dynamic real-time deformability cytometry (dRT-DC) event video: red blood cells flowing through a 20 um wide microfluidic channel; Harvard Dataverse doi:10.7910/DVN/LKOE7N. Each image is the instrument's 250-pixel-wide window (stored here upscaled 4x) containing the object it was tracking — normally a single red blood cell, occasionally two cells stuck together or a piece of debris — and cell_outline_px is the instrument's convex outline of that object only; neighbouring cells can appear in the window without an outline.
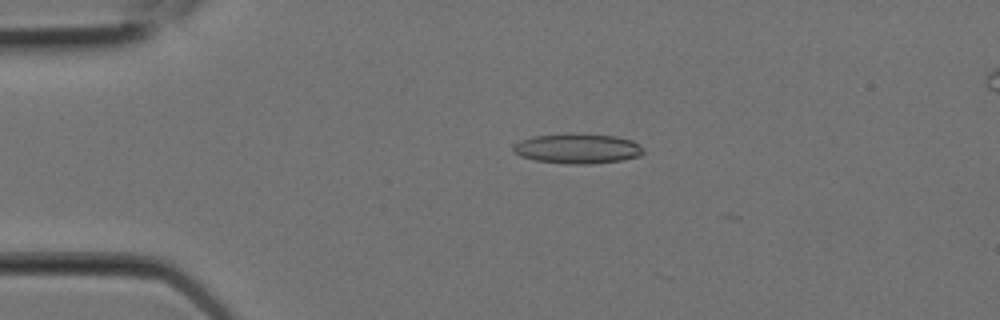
{"species": "Egyptian fruit bat (a non-hibernating species)", "species_latin": "Rousettus aegyptiacus", "temperature_condition": "room temperature", "stored_images_in_passage": 7, "camera_frame_rate_fps": 3000, "um_per_image_px": 0.085, "animal": {"sex": "female"}, "frame": {"image": 1, "passage_image": 3, "time_ms": 0.667, "image_size_px": [1000, 320], "cell_outline_px": [[644, 152], [640, 156], [620, 160], [588, 164], [572, 164], [536, 160], [520, 156], [512, 152], [512, 144], [520, 140], [532, 136], [564, 132], [568, 132], [616, 136], [632, 140], [644, 148]], "centroid_in_image_um": [49.04, 12.6], "position_along_channel_um": 36.0, "area_um2": 23.12}}
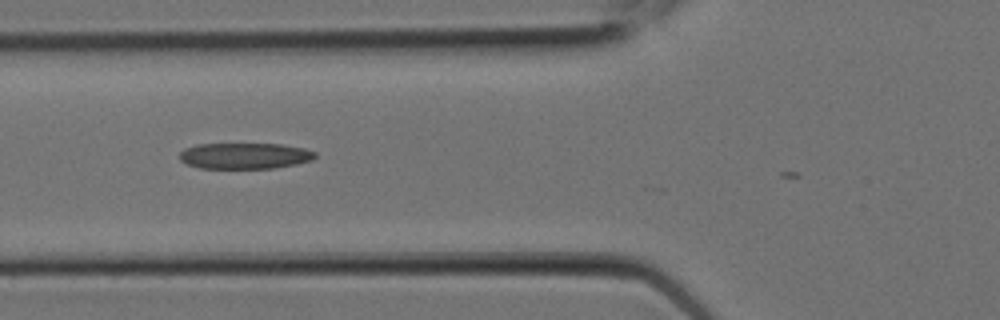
{"frame": {"image": 2, "passage_image": 6, "time_ms": 1.667, "image_size_px": [1000, 320], "cell_outline_px": [[316, 156], [312, 160], [296, 164], [272, 168], [200, 168], [188, 164], [180, 160], [180, 152], [184, 148], [196, 144], [280, 144], [304, 148], [316, 152]], "centroid_in_image_um": [20.8, 13.24], "position_along_channel_um": 105.0, "area_um2": 20.52}}
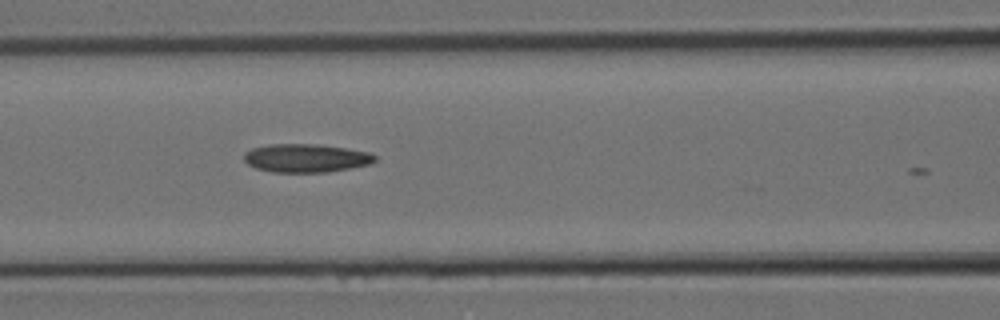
{"frame": {"image": 3, "passage_image": 7, "time_ms": 2.0, "image_size_px": [1000, 320], "cell_outline_px": [[376, 160], [368, 164], [352, 168], [328, 172], [272, 172], [256, 168], [248, 164], [244, 160], [244, 152], [252, 148], [268, 144], [316, 144], [348, 148], [368, 152], [376, 156]], "centroid_in_image_um": [26.0, 13.43], "position_along_channel_um": 140.6, "area_um2": 21.73}}